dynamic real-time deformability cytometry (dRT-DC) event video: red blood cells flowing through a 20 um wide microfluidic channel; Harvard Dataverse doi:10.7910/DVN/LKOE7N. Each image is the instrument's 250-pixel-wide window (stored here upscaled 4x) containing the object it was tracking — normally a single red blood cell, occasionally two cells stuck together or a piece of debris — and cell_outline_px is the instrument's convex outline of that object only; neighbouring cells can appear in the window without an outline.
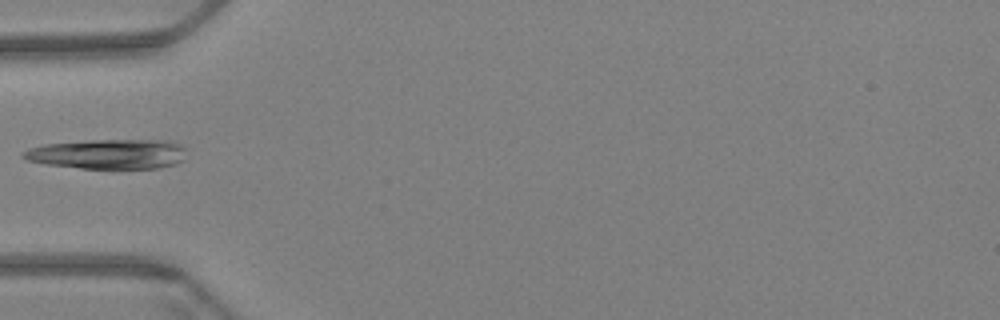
{"species": "Egyptian fruit bat (a non-hibernating species)", "species_latin": "Rousettus aegyptiacus", "temperature_condition": "warm", "stored_images_in_passage": 19, "camera_frame_rate_fps": 3000, "um_per_image_px": 0.085, "animal": {"sex": "female"}, "frame": {"image": 1, "passage_image": 1, "time_ms": 0.0, "image_size_px": [1000, 320], "cell_outline_px": [[184, 160], [176, 164], [156, 168], [80, 168], [48, 164], [28, 160], [20, 156], [28, 148], [44, 144], [92, 140], [172, 140], [180, 144], [184, 148]], "centroid_in_image_um": [9.22, 13.08], "position_along_channel_um": 75.8, "area_um2": 28.26}}
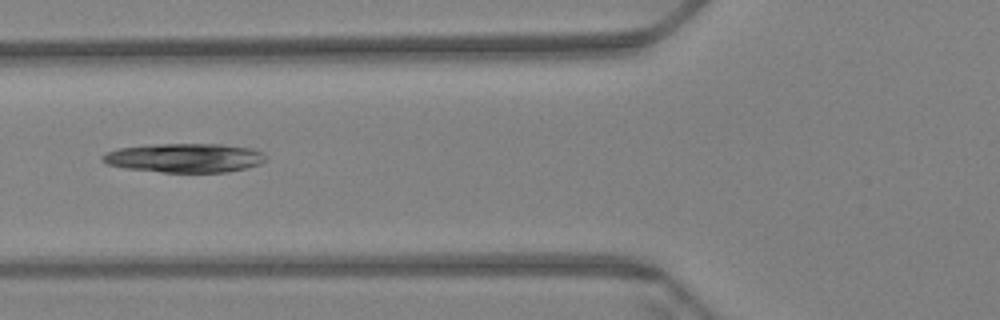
{"frame": {"image": 2, "passage_image": 4, "time_ms": 1.0, "image_size_px": [1000, 320], "cell_outline_px": [[264, 160], [260, 164], [248, 168], [228, 172], [164, 172], [128, 168], [108, 164], [100, 160], [108, 152], [116, 148], [156, 144], [220, 144], [252, 148], [260, 152], [264, 156]], "centroid_in_image_um": [15.71, 13.42], "position_along_channel_um": 110.1, "area_um2": 27.4}}
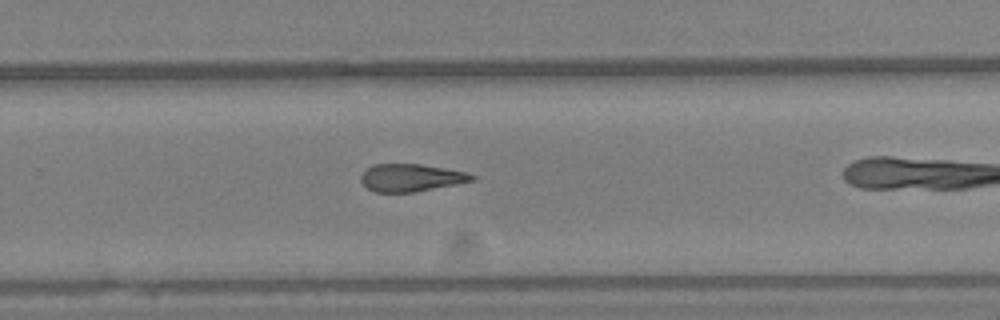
{"frame": {"image": 3, "passage_image": 11, "time_ms": 3.333, "image_size_px": [1000, 320], "cell_outline_px": [[476, 180], [412, 192], [376, 192], [368, 188], [360, 180], [360, 176], [372, 164], [420, 164], [468, 172], [476, 176]], "centroid_in_image_um": [34.94, 15.09], "position_along_channel_um": 294.9, "area_um2": 17.63}}